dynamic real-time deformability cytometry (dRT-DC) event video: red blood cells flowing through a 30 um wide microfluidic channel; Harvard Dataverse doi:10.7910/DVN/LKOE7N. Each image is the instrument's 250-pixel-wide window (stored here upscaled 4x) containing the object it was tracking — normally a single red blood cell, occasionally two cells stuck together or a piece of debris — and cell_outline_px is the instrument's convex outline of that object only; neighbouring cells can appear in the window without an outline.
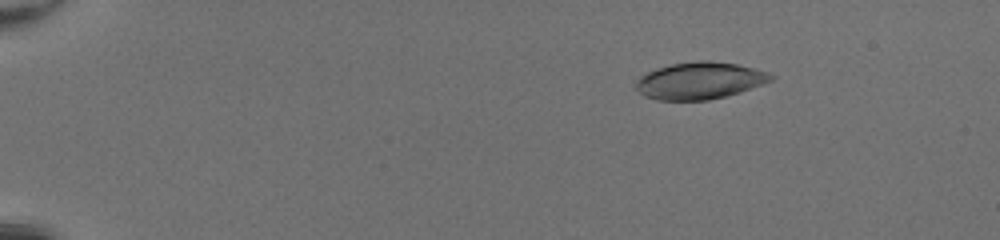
{"species": "common noctule bat (a hibernating species)", "species_latin": "Nyctalus noctula", "temperature_condition": "room temperature", "stored_images_in_passage": 51, "camera_frame_rate_fps": 3000, "um_per_image_px": 0.085, "animal": {"sex": "female", "body_mass_g": 20.0, "forearm_length_mm": 54.0}, "frame": {"image": 1, "passage_image": 9, "time_ms": 2.667, "image_size_px": [1000, 240], "cell_outline_px": [[776, 76], [772, 80], [740, 92], [708, 100], [656, 100], [644, 96], [636, 88], [636, 80], [640, 76], [656, 68], [672, 64], [700, 60], [708, 60], [736, 64], [768, 72]], "centroid_in_image_um": [59.46, 6.85], "position_along_channel_um": 25.5, "area_um2": 28.96}}
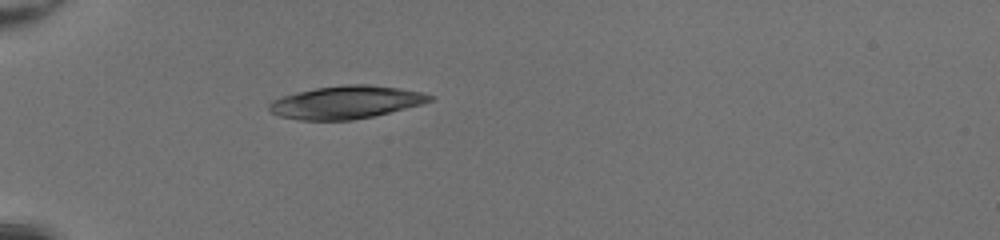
{"frame": {"image": 2, "passage_image": 18, "time_ms": 5.667, "image_size_px": [1000, 240], "cell_outline_px": [[436, 96], [432, 100], [420, 104], [372, 116], [352, 120], [300, 120], [280, 116], [272, 112], [268, 108], [268, 104], [272, 100], [296, 92], [316, 88], [348, 84], [368, 84], [400, 88], [420, 92]], "centroid_in_image_um": [29.39, 8.69], "position_along_channel_um": 55.6, "area_um2": 30.4}}